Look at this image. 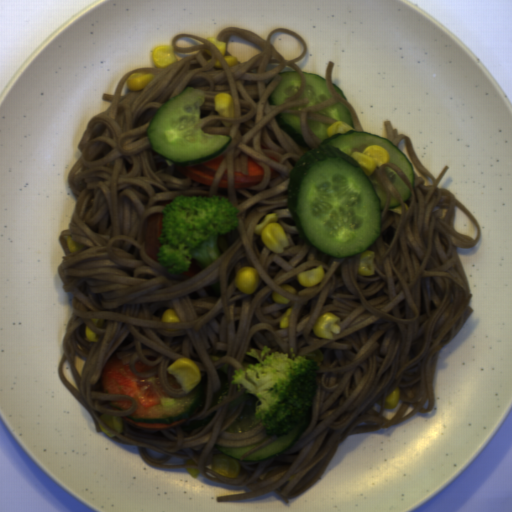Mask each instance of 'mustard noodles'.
Returning <instances> with one entry per match:
<instances>
[{
	"label": "mustard noodles",
	"mask_w": 512,
	"mask_h": 512,
	"mask_svg": "<svg viewBox=\"0 0 512 512\" xmlns=\"http://www.w3.org/2000/svg\"><path fill=\"white\" fill-rule=\"evenodd\" d=\"M225 56H233L229 51L226 50Z\"/></svg>",
	"instance_id": "mustard-noodles-2"
},
{
	"label": "mustard noodles",
	"mask_w": 512,
	"mask_h": 512,
	"mask_svg": "<svg viewBox=\"0 0 512 512\" xmlns=\"http://www.w3.org/2000/svg\"><path fill=\"white\" fill-rule=\"evenodd\" d=\"M290 33L303 42L304 52L285 60L270 45L274 32ZM192 37L203 46H175L179 37ZM230 37H242L260 49L250 59L232 67L222 52L206 37L178 34L172 39L175 53L193 54L167 67H138L124 73L114 94H102L110 105L89 119L78 147L82 153L71 168L67 182L77 195V204L68 229L59 241L64 249L57 267L63 291L73 295V315L65 327L57 374L66 389L91 414L97 432L100 424L113 440L137 446L144 461L163 469L197 468L208 480L245 486L250 491L223 497L217 502H234L274 492L286 503L317 483L341 443L352 435L387 429L416 413L427 414L435 401L434 382L439 350L454 338L470 319L473 308L467 273L459 258L460 249H472L481 233L473 214L449 191L438 188L449 169L445 166L435 179L414 152L409 136L398 134L385 120L386 140L396 148L405 141L415 167L429 176L415 177L414 187L396 163H385L372 172L385 193L379 234L367 250L374 253V274H359L361 254L334 257L304 242L292 211L288 208V182L300 157L322 143L308 121L328 125L339 122L317 111L342 102L349 110L353 129L363 131L354 107L333 87L328 60L324 80L331 98L302 110H289L309 102L303 69L295 62L307 53L303 37L294 30L272 29L266 39L242 27H225L216 35L226 46ZM216 58L223 69H215ZM299 72L302 86L282 105L268 104L278 85V73ZM137 71L152 72L149 85L138 93L129 91L126 81ZM205 92L200 123L204 133L232 137L222 154L225 158L209 187L186 178L175 165L154 153L147 127L155 111L185 88ZM228 92L234 100V117L218 116L216 94ZM299 115L308 148L284 133L275 120L279 113ZM280 159V163L267 155ZM248 155L264 170L256 186L234 189L233 174H247ZM389 166L407 183L412 193L402 201L384 172ZM270 166L281 176L270 179ZM227 168L228 189L217 187ZM390 193L397 198L402 215L388 209ZM224 197L239 209V225L219 236L220 257L194 277L167 273L158 261L145 253L144 235L149 216L161 212L179 195ZM456 206L466 212L478 228L477 238L457 232ZM275 213L290 247L283 254L272 252L255 225ZM66 236L84 244L70 252ZM324 268L322 283L301 286L302 271ZM255 268L260 287L251 295L241 293L234 279L239 269ZM291 284L297 294L280 288ZM277 291L290 303H274ZM293 308L290 326L280 328L281 316ZM165 309H174L180 323H161ZM327 312L340 317L342 330L334 340L318 338L314 328ZM85 324L96 331L98 342L85 340ZM267 346L290 358L302 356L316 361L320 370L311 418L296 443L268 459L243 462L244 458L269 445L278 436L243 454L239 477L225 478L212 471L215 445L244 447L259 443L266 430L260 422L248 432L225 430L250 398L228 410V402L245 394L240 384H232L234 369L258 363L245 354ZM226 351L220 361L210 354ZM116 354L139 378L157 376L172 397L186 395L168 384L166 368L179 357L191 359L201 377L207 374L205 403L190 418L168 423H137L126 418L136 408L127 395L104 393L100 375L105 362ZM85 360L81 376L73 359ZM68 360L77 390L63 373ZM136 360L155 369L138 373ZM228 364V395L214 407L220 390L217 368ZM401 395L394 409L384 408V400L395 388ZM115 399H129L128 410L108 405ZM212 407V408H211ZM122 418L119 433L101 416ZM103 433V432H102ZM145 448L166 454L159 460ZM170 457L191 459L197 464L165 465Z\"/></svg>",
	"instance_id": "mustard-noodles-1"
}]
</instances>
